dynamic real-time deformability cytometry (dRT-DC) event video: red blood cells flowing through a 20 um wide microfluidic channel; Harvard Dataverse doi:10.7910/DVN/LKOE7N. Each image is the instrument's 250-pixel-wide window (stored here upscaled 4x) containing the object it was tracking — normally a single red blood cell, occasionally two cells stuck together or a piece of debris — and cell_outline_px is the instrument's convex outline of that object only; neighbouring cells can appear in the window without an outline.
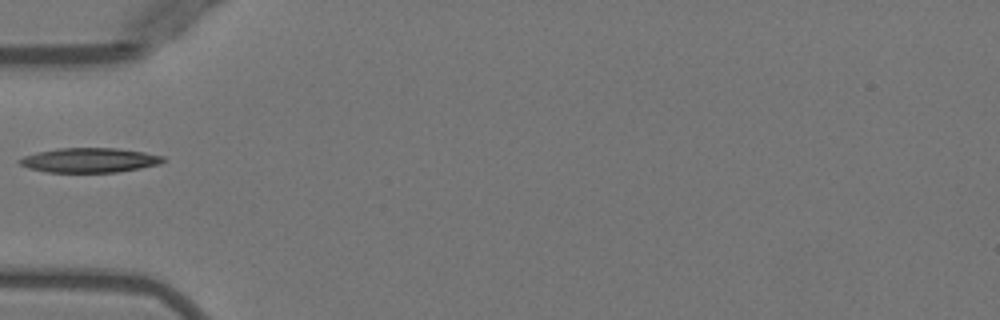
{"species": "Egyptian fruit bat (a non-hibernating species)", "species_latin": "Rousettus aegyptiacus", "temperature_condition": "warm", "stored_images_in_passage": 35, "camera_frame_rate_fps": 3000, "um_per_image_px": 0.085, "animal": {"sex": "female"}, "frame": {"image": 1, "passage_image": 1, "time_ms": 0.0, "image_size_px": [1000, 320], "cell_outline_px": [[164, 160], [160, 164], [140, 168], [116, 172], [48, 172], [28, 168], [20, 164], [16, 160], [24, 156], [36, 152], [56, 148], [116, 148], [144, 152], [164, 156]], "centroid_in_image_um": [7.58, 13.61], "position_along_channel_um": 77.4, "area_um2": 20.58}}
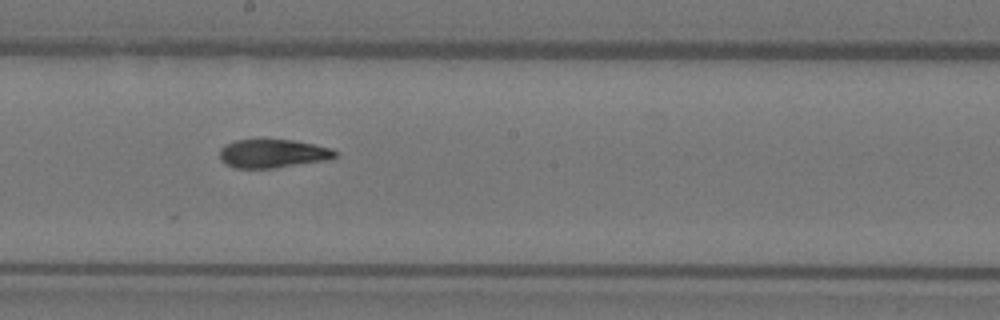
{"frame": {"image": 2, "passage_image": 12, "time_ms": 3.667, "image_size_px": [1000, 320], "cell_outline_px": [[340, 152], [336, 156], [328, 160], [276, 168], [236, 168], [224, 164], [220, 160], [220, 148], [224, 144], [236, 140], [292, 140], [332, 148]], "centroid_in_image_um": [23.19, 13.06], "position_along_channel_um": 225.0, "area_um2": 19.36}}
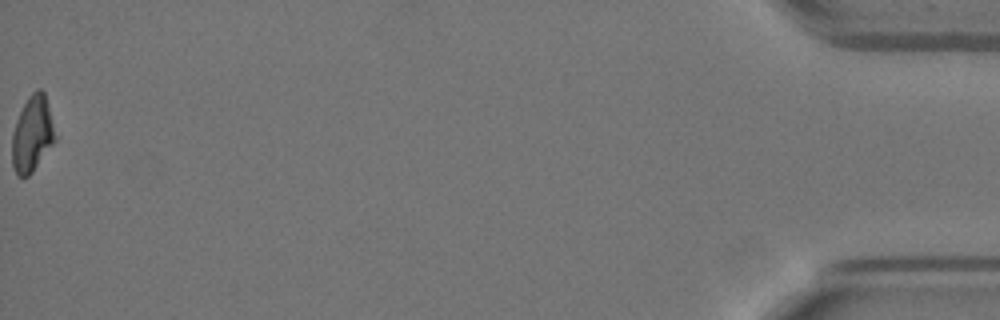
{"frame": {"image": 3, "passage_image": 35, "time_ms": 11.333, "image_size_px": [1000, 320], "cell_outline_px": [[56, 140], [32, 172], [28, 176], [16, 176], [12, 164], [12, 132], [16, 120], [28, 96], [36, 88], [40, 88], [44, 92], [56, 136]], "centroid_in_image_um": [2.73, 11.4], "position_along_channel_um": 432.5, "area_um2": 18.9}}